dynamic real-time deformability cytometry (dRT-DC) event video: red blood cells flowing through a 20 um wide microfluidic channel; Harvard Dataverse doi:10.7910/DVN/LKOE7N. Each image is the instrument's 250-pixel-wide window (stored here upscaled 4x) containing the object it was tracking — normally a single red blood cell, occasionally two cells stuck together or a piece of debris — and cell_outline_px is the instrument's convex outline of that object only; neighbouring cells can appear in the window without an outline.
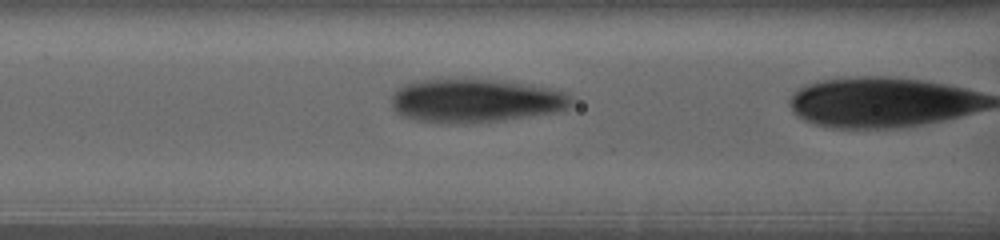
{"species": "human", "species_latin": "Homo sapiens", "temperature_condition": "warm", "stored_images_in_passage": 6, "camera_frame_rate_fps": 3000, "um_per_image_px": 0.085, "donor": {"sex": "female"}, "frame": {"image": 1, "passage_image": 3, "time_ms": 1.0, "image_size_px": [1000, 240], "cell_outline_px": [[572, 104], [568, 108], [556, 112], [500, 120], [456, 124], [452, 124], [416, 120], [404, 116], [396, 112], [392, 108], [392, 92], [400, 84], [416, 80], [496, 80], [548, 88], [564, 92], [572, 96]], "centroid_in_image_um": [40.35, 8.56], "position_along_channel_um": 126.3, "area_um2": 45.43}}